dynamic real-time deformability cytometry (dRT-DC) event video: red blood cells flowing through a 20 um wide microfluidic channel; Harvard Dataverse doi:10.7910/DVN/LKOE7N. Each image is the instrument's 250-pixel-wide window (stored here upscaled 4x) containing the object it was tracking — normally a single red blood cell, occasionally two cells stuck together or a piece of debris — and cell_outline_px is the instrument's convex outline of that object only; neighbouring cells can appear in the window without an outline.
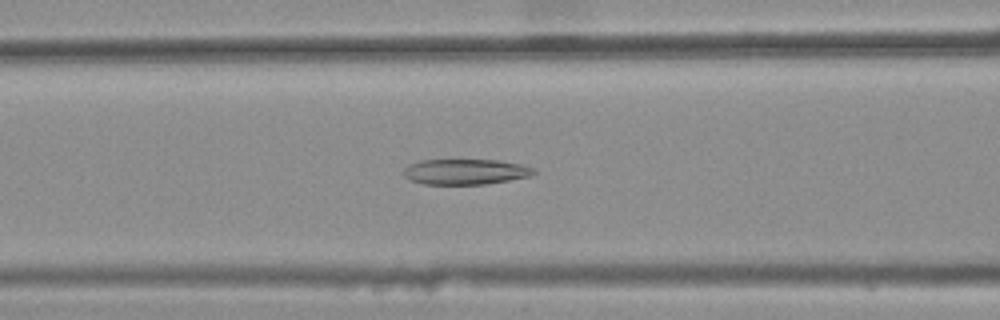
{"species": "common noctule bat (a hibernating species)", "species_latin": "Nyctalus noctula", "temperature_condition": "warm", "stored_images_in_passage": 42, "camera_frame_rate_fps": 3000, "um_per_image_px": 0.085, "animal": {"sex": "female", "body_mass_g": 25.1}, "frame": {"image": 1, "passage_image": 18, "time_ms": 5.667, "image_size_px": [1000, 320], "cell_outline_px": [[536, 172], [532, 176], [484, 184], [424, 184], [412, 180], [404, 176], [404, 168], [420, 160], [496, 160], [524, 164], [536, 168]], "centroid_in_image_um": [39.63, 14.59], "position_along_channel_um": 127.0, "area_um2": 19.31}}
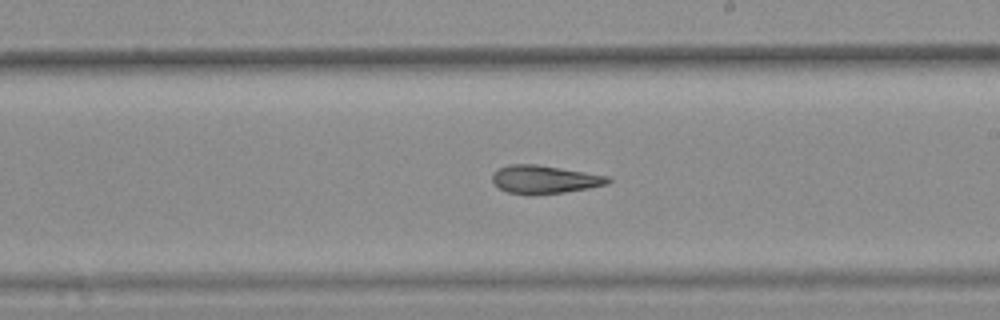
{"frame": {"image": 2, "passage_image": 27, "time_ms": 8.667, "image_size_px": [1000, 320], "cell_outline_px": [[612, 180], [608, 184], [588, 188], [564, 192], [508, 192], [500, 188], [492, 180], [492, 172], [496, 168], [508, 164], [536, 164], [608, 176]], "centroid_in_image_um": [46.27, 15.2], "position_along_channel_um": 242.7, "area_um2": 18.32}}
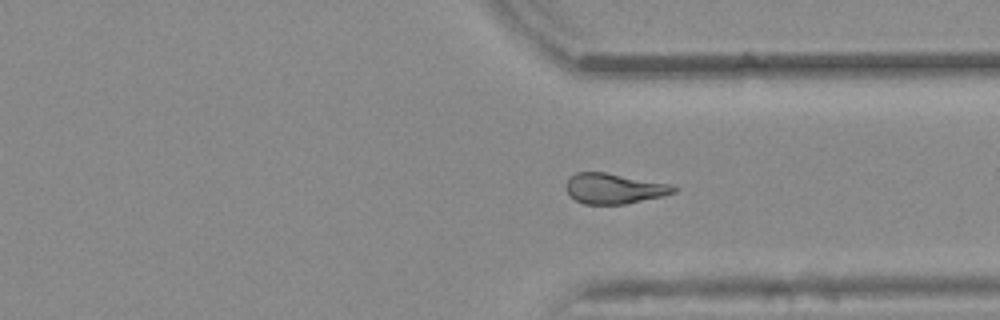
{"frame": {"image": 3, "passage_image": 36, "time_ms": 11.667, "image_size_px": [1000, 320], "cell_outline_px": [[676, 192], [664, 196], [624, 204], [584, 204], [576, 200], [568, 192], [568, 180], [576, 172], [604, 172], [668, 184], [676, 188]], "centroid_in_image_um": [52.21, 16.03], "position_along_channel_um": 359.2, "area_um2": 18.55}, "authors_computed_cell_mechanics": {"area_um2": 19.5653, "velocity_mm_per_s": 3.8718, "shape_relaxation_time_tau1_ms": null, "shape_relaxation_time_tau2_ms": 6.9854, "deformation_change_tau1": null, "deformation_change_tau2": 0.1735}}